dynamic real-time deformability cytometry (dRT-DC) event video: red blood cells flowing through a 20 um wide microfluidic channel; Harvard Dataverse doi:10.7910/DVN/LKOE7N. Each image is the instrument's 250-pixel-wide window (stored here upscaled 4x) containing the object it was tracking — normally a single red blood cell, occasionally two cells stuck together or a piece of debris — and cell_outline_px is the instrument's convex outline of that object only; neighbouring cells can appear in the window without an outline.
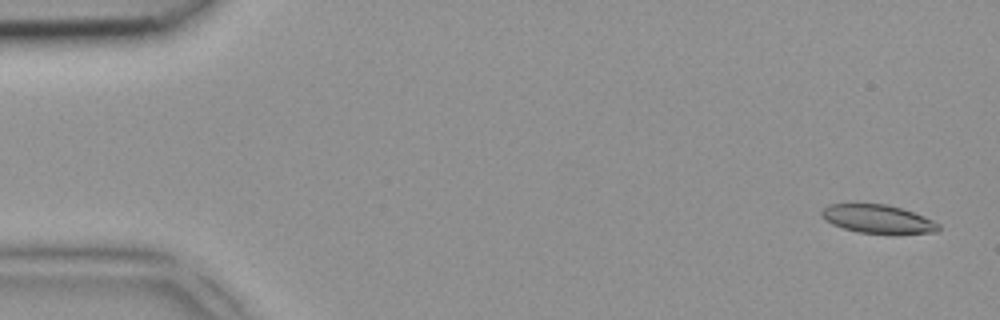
{"species": "common noctule bat (a hibernating species)", "species_latin": "Nyctalus noctula", "temperature_condition": "room temperature", "stored_images_in_passage": 2, "camera_frame_rate_fps": 3000, "um_per_image_px": 0.085, "animal": {"sex": "female", "body_mass_g": 18.4}, "frame": {"image": 1, "passage_image": 1, "time_ms": 0.0, "image_size_px": [1000, 320], "cell_outline_px": [[940, 228], [936, 232], [896, 236], [892, 236], [860, 232], [844, 228], [832, 224], [824, 220], [820, 216], [820, 212], [828, 204], [884, 204], [900, 208], [924, 216], [940, 224]], "centroid_in_image_um": [74.65, 18.66], "position_along_channel_um": 10.4, "area_um2": 19.94}}